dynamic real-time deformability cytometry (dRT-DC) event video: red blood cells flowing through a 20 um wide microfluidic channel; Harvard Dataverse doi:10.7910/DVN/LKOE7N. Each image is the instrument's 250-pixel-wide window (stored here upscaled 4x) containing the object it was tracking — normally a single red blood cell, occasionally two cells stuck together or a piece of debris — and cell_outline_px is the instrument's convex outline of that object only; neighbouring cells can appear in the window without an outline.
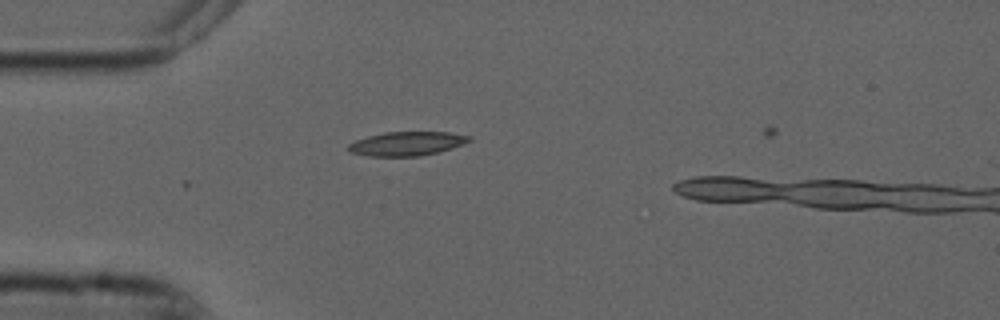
{"species": "common noctule bat (a hibernating species)", "species_latin": "Nyctalus noctula", "temperature_condition": "cold", "stored_images_in_passage": 9, "camera_frame_rate_fps": 3000, "um_per_image_px": 0.085, "animal": {"sex": "male", "forearm_length_mm": 52.5}, "frame": {"image": 1, "passage_image": 1, "time_ms": 0.0, "image_size_px": [1000, 320], "cell_outline_px": [[472, 140], [436, 152], [416, 156], [368, 156], [352, 152], [348, 148], [348, 144], [356, 140], [368, 136], [384, 132], [448, 132], [472, 136]], "centroid_in_image_um": [34.55, 12.19], "position_along_channel_um": 50.4, "area_um2": 16.53}}
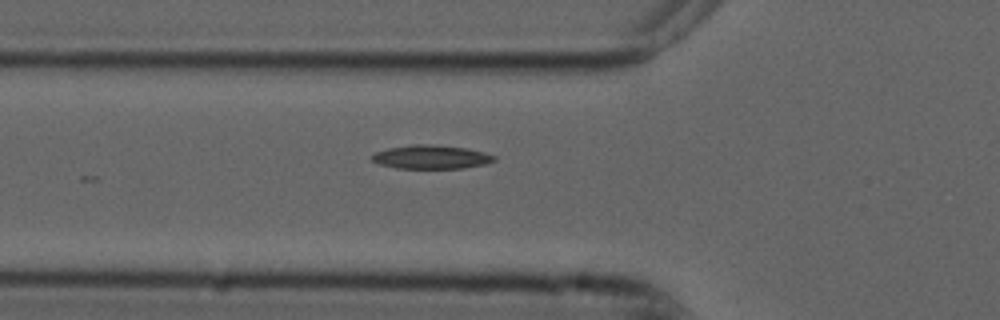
{"frame": {"image": 2, "passage_image": 5, "time_ms": 1.333, "image_size_px": [1000, 320], "cell_outline_px": [[496, 160], [484, 164], [460, 168], [396, 168], [380, 164], [372, 160], [372, 156], [376, 152], [388, 148], [412, 144], [432, 144], [468, 148], [484, 152], [496, 156]], "centroid_in_image_um": [36.66, 13.33], "position_along_channel_um": 89.1, "area_um2": 16.82}}
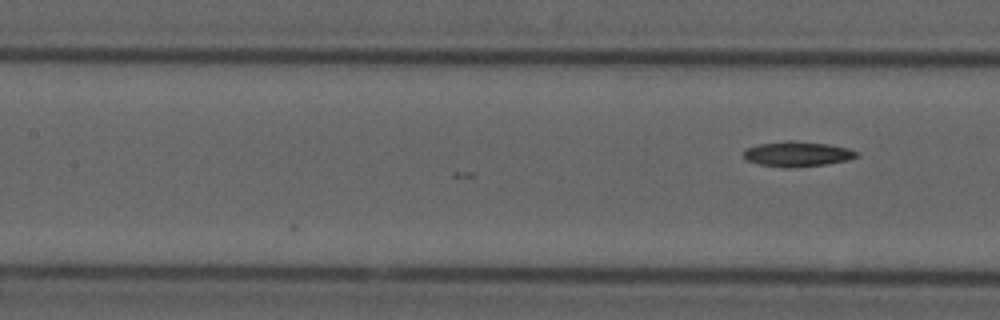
{"frame": {"image": 3, "passage_image": 9, "time_ms": 2.667, "image_size_px": [1000, 320], "cell_outline_px": [[860, 156], [848, 160], [824, 164], [788, 168], [780, 168], [760, 164], [744, 160], [744, 152], [748, 148], [760, 144], [788, 140], [792, 140], [828, 144], [848, 148], [860, 152]], "centroid_in_image_um": [67.8, 13.09], "position_along_channel_um": 139.6, "area_um2": 16.59}}